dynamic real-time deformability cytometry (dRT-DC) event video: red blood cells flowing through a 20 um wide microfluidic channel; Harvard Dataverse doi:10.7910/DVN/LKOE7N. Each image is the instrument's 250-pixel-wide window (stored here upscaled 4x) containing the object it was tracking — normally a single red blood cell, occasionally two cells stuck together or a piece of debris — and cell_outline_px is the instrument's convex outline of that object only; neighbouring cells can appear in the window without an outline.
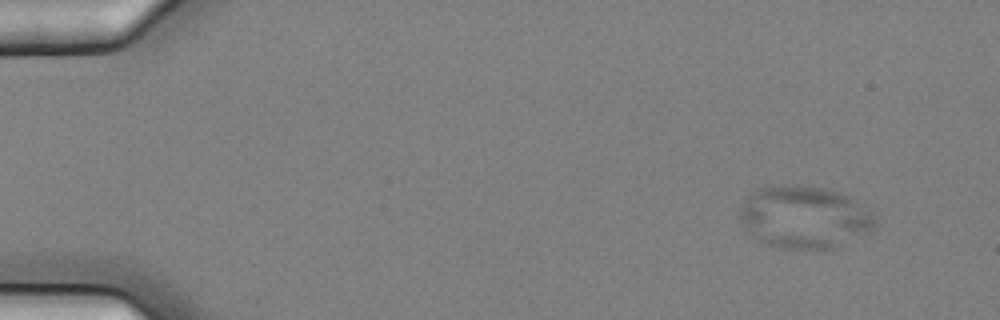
{"species": "common noctule bat (a hibernating species)", "species_latin": "Nyctalus noctula", "temperature_condition": "cold", "stored_images_in_passage": 4, "camera_frame_rate_fps": 3000, "um_per_image_px": 0.085, "animal": {"sex": "female", "body_mass_g": 25.1}, "frame": {"image": 1, "passage_image": 1, "time_ms": 0.0, "image_size_px": [1000, 320], "cell_outline_px": [[876, 216], [872, 228], [868, 232], [832, 248], [784, 248], [768, 244], [760, 240], [748, 228], [740, 216], [740, 208], [748, 196], [760, 188], [800, 184], [824, 188], [840, 192], [852, 196], [872, 212]], "centroid_in_image_um": [68.43, 18.42], "position_along_channel_um": 16.6, "area_um2": 48.26}}
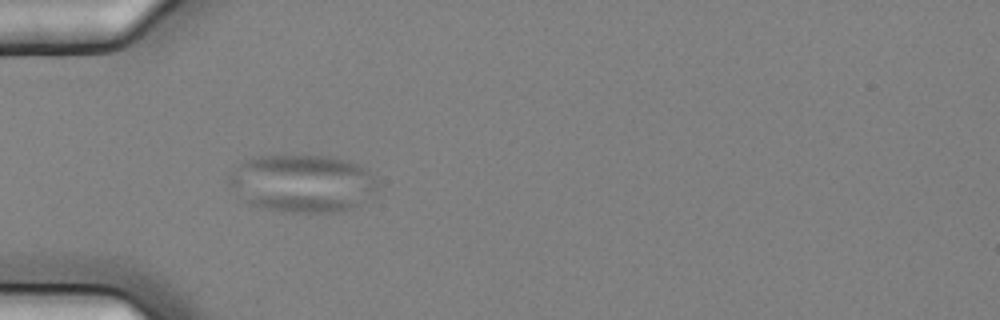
{"frame": {"image": 2, "passage_image": 4, "time_ms": 1.0, "image_size_px": [1000, 320], "cell_outline_px": [[376, 192], [364, 204], [340, 212], [284, 212], [260, 208], [248, 204], [224, 180], [244, 160], [252, 156], [284, 152], [332, 156], [348, 160], [360, 164], [372, 176], [376, 184]], "centroid_in_image_um": [25.67, 15.54], "position_along_channel_um": 59.3, "area_um2": 51.62}}